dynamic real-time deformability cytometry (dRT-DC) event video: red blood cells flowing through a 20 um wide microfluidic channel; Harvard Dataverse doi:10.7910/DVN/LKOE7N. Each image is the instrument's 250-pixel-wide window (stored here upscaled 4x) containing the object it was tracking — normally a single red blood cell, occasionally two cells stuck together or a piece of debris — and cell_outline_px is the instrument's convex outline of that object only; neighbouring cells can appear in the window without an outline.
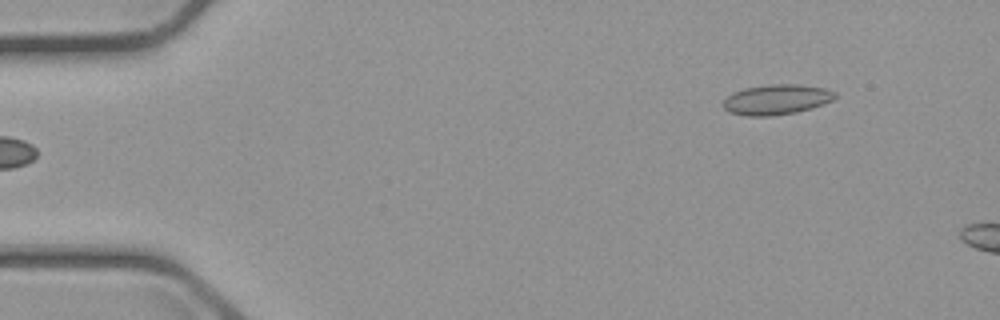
{"species": "common noctule bat (a hibernating species)", "species_latin": "Nyctalus noctula", "temperature_condition": "cold", "stored_images_in_passage": 5, "segment_of_instrument_passage": [2, 2], "camera_frame_rate_fps": 3000, "um_per_image_px": 0.085, "animal": {"sex": "male", "body_mass_g": 23.1, "forearm_length_mm": 52.7}, "frame": {"image": 1, "passage_image": 5, "time_ms": 4.667, "image_size_px": [1000, 320], "cell_outline_px": [[836, 96], [832, 100], [824, 104], [812, 108], [796, 112], [772, 116], [744, 116], [728, 112], [720, 104], [732, 92], [744, 88], [772, 84], [796, 84], [824, 88], [836, 92]], "centroid_in_image_um": [65.97, 8.47], "position_along_channel_um": 19.0, "area_um2": 19.83}}